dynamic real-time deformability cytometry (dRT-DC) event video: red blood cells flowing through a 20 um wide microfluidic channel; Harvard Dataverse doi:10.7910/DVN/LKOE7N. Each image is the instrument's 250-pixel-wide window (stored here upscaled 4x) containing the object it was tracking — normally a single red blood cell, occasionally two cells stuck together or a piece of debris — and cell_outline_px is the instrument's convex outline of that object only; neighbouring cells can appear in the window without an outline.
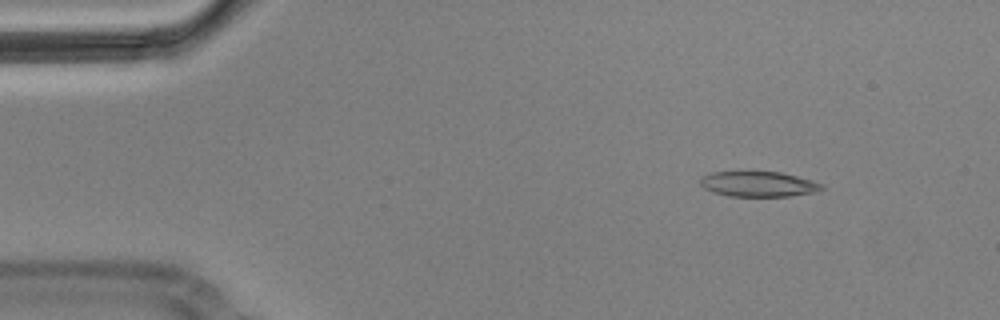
{"species": "Egyptian fruit bat (a non-hibernating species)", "species_latin": "Rousettus aegyptiacus", "temperature_condition": "cold", "stored_images_in_passage": 4, "camera_frame_rate_fps": 3000, "um_per_image_px": 0.085, "animal": {"sex": "male"}, "frame": {"image": 1, "passage_image": 1, "time_ms": 0.0, "image_size_px": [1000, 320], "cell_outline_px": [[824, 188], [816, 192], [792, 196], [728, 196], [704, 188], [700, 184], [700, 180], [704, 176], [712, 172], [748, 168], [780, 172], [812, 180], [824, 184]], "centroid_in_image_um": [64.46, 15.59], "position_along_channel_um": 20.5, "area_um2": 18.73}}